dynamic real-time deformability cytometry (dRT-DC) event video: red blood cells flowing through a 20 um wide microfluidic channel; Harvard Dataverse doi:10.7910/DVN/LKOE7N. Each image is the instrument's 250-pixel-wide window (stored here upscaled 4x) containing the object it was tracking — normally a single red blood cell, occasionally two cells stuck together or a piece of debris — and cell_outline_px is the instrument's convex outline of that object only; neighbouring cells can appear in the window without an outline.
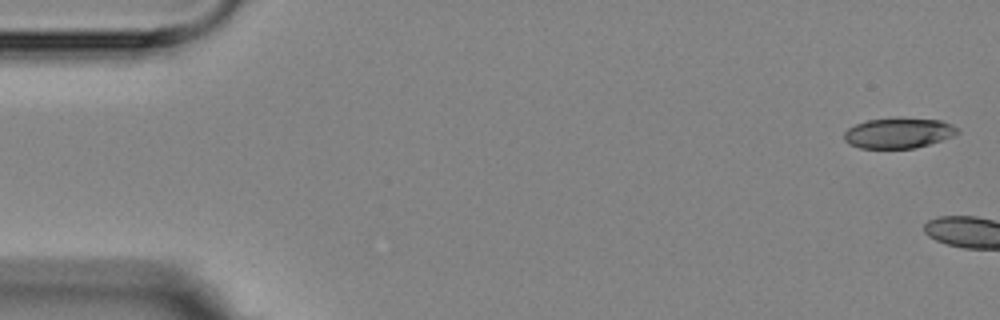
{"species": "Egyptian fruit bat (a non-hibernating species)", "species_latin": "Rousettus aegyptiacus", "temperature_condition": "room temperature", "stored_images_in_passage": 2, "camera_frame_rate_fps": 3000, "um_per_image_px": 0.085, "animal": {"sex": "female"}, "frame": {"image": 1, "passage_image": 1, "time_ms": 0.0, "image_size_px": [1000, 320], "cell_outline_px": [[960, 132], [952, 136], [916, 148], [860, 148], [848, 144], [844, 140], [844, 132], [848, 128], [856, 124], [868, 120], [896, 116], [900, 116], [940, 120], [952, 124]], "centroid_in_image_um": [76.35, 11.28], "position_along_channel_um": 8.7, "area_um2": 20.4}}